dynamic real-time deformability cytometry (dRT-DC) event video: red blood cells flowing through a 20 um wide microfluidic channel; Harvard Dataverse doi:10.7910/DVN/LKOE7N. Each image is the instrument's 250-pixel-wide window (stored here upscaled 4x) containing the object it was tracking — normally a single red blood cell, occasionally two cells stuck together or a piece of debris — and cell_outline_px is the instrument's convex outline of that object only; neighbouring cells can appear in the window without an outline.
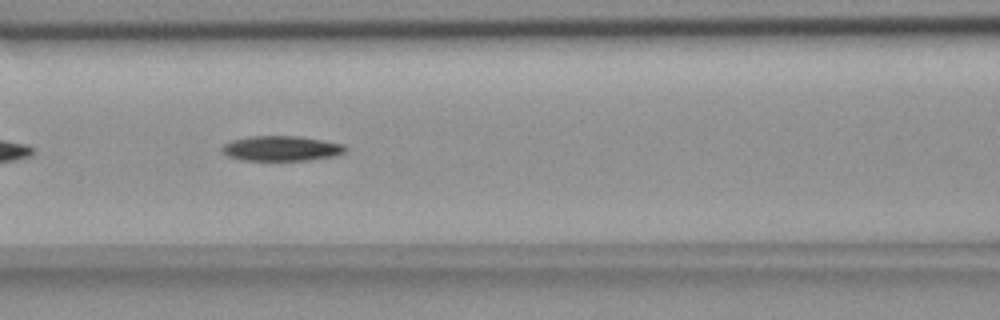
{"species": "common noctule bat (a hibernating species)", "species_latin": "Nyctalus noctula", "temperature_condition": "room temperature", "stored_images_in_passage": 12, "camera_frame_rate_fps": 3000, "um_per_image_px": 0.085, "animal": {"sex": "female", "body_mass_g": 18.4}, "frame": {"image": 1, "passage_image": 9, "time_ms": 2.667, "image_size_px": [1000, 320], "cell_outline_px": [[348, 148], [344, 152], [332, 156], [308, 160], [240, 160], [228, 156], [220, 148], [224, 144], [232, 140], [248, 136], [300, 136], [344, 144]], "centroid_in_image_um": [23.9, 12.61], "position_along_channel_um": 142.7, "area_um2": 17.98}}